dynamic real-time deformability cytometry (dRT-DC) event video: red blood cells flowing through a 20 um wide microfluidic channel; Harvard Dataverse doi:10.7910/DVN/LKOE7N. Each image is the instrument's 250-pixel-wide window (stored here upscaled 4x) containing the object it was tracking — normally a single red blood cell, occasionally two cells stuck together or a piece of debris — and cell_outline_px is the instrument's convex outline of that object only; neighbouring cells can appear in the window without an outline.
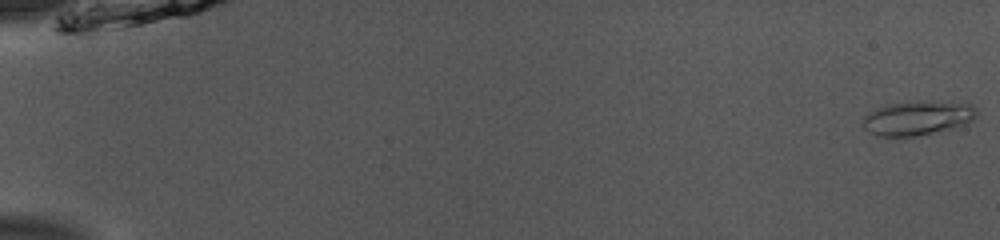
{"species": "common noctule bat (a hibernating species)", "species_latin": "Nyctalus noctula", "temperature_condition": "room temperature", "stored_images_in_passage": 52, "camera_frame_rate_fps": 3000, "um_per_image_px": 0.085, "animal": {"sex": "male", "body_mass_g": 13.0, "forearm_length_mm": 53.1}, "frame": {"image": 1, "passage_image": 1, "time_ms": 0.0, "image_size_px": [1000, 240], "cell_outline_px": [[976, 116], [968, 124], [952, 128], [916, 136], [876, 136], [868, 132], [864, 128], [864, 116], [888, 104], [916, 100], [932, 100], [972, 104], [976, 108]], "centroid_in_image_um": [78.04, 10.01], "position_along_channel_um": 7.0, "area_um2": 22.83}}
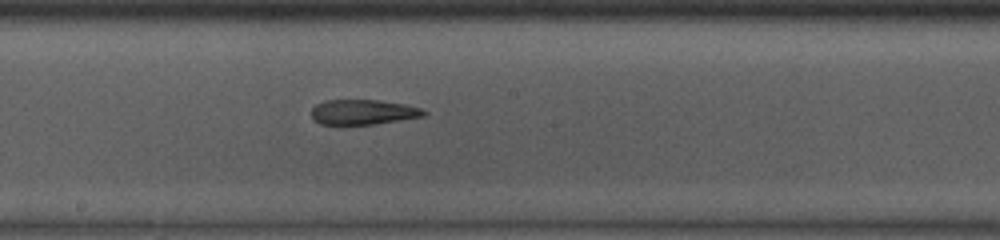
{"frame": {"image": 2, "passage_image": 30, "time_ms": 9.667, "image_size_px": [1000, 240], "cell_outline_px": [[428, 112], [424, 116], [372, 124], [320, 124], [312, 120], [312, 108], [316, 104], [324, 100], [376, 100], [404, 104], [420, 108]], "centroid_in_image_um": [30.82, 9.52], "position_along_channel_um": 217.4, "area_um2": 16.24}}
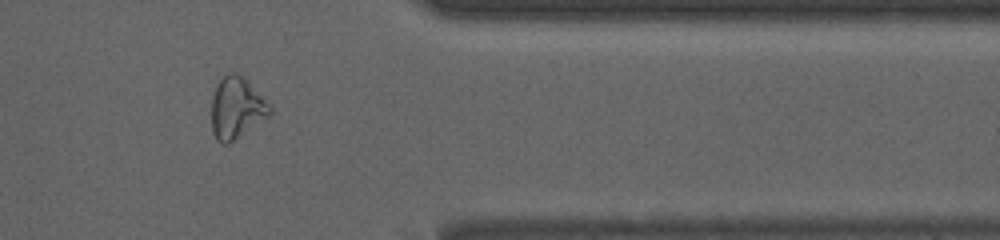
{"frame": {"image": 3, "passage_image": 44, "time_ms": 14.333, "image_size_px": [1000, 240], "cell_outline_px": [[272, 112], [268, 116], [228, 144], [224, 144], [216, 140], [212, 132], [212, 96], [216, 84], [228, 72], [236, 72], [244, 76], [272, 104]], "centroid_in_image_um": [20.12, 9.14], "position_along_channel_um": 391.3, "area_um2": 21.15}, "authors_computed_cell_mechanics": {"area_um2": 19.3341, "velocity_mm_per_s": 3.9339, "shape_relaxation_time_tau1_ms": null, "shape_relaxation_time_tau2_ms": 3.509, "deformation_change_tau1": null, "deformation_change_tau2": 0.1149}}